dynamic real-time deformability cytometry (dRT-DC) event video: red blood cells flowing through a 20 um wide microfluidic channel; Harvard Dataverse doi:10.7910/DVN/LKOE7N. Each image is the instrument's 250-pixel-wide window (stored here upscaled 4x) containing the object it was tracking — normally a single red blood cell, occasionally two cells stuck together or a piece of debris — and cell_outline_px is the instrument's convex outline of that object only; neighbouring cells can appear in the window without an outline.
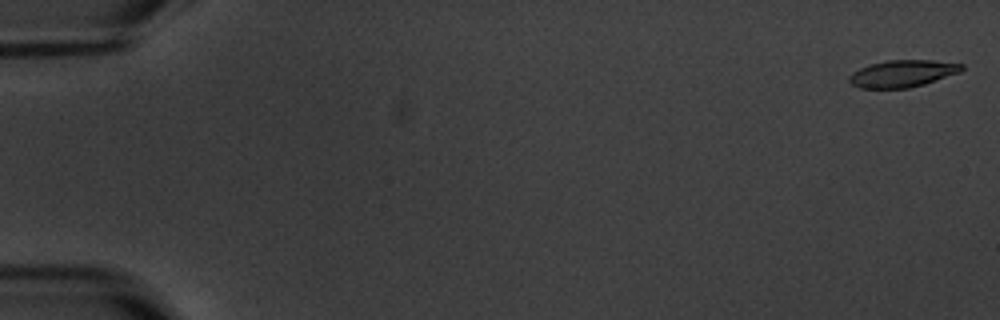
{"species": "common noctule bat (a hibernating species)", "species_latin": "Nyctalus noctula", "temperature_condition": "warm", "stored_images_in_passage": 5, "camera_frame_rate_fps": 3000, "um_per_image_px": 0.085, "animal": {"sex": "male", "body_mass_g": 20.1, "forearm_length_mm": 53.5}, "frame": {"image": 1, "passage_image": 1, "time_ms": 0.0, "image_size_px": [1000, 320], "cell_outline_px": [[964, 68], [960, 72], [924, 84], [908, 88], [860, 88], [852, 84], [848, 80], [848, 76], [852, 72], [860, 68], [872, 64], [888, 60], [932, 60], [964, 64]], "centroid_in_image_um": [76.71, 6.25], "position_along_channel_um": 8.3, "area_um2": 17.63}}